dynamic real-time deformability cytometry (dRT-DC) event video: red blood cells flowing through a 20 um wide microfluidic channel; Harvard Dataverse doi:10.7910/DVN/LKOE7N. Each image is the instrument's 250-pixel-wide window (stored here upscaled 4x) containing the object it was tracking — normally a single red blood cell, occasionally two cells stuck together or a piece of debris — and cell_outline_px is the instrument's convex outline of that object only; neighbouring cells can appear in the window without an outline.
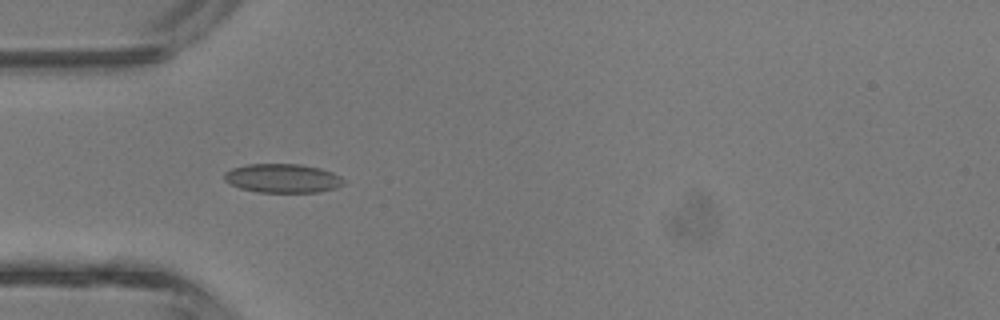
{"species": "common noctule bat (a hibernating species)", "species_latin": "Nyctalus noctula", "temperature_condition": "room temperature", "stored_images_in_passage": 33, "camera_frame_rate_fps": 3000, "um_per_image_px": 0.085, "animal": {"sex": "male", "body_mass_g": 13.3}, "frame": {"image": 1, "passage_image": 4, "time_ms": 1.0, "image_size_px": [1000, 320], "cell_outline_px": [[344, 184], [336, 188], [320, 192], [256, 192], [240, 188], [224, 180], [224, 172], [232, 168], [248, 164], [300, 164], [320, 168], [332, 172], [340, 176], [344, 180]], "centroid_in_image_um": [24.03, 15.15], "position_along_channel_um": 61.0, "area_um2": 20.17}}
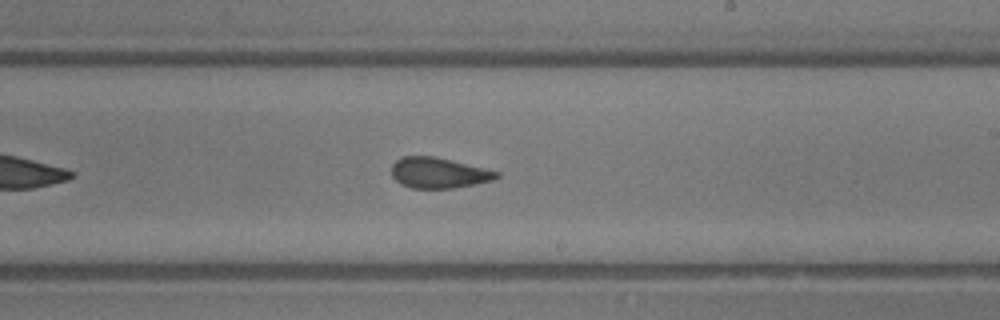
{"frame": {"image": 2, "passage_image": 16, "time_ms": 5.0, "image_size_px": [1000, 320], "cell_outline_px": [[500, 176], [492, 180], [452, 188], [412, 188], [400, 184], [392, 176], [392, 164], [396, 160], [404, 156], [436, 156], [500, 172]], "centroid_in_image_um": [37.26, 14.68], "position_along_channel_um": 251.7, "area_um2": 18.61}}
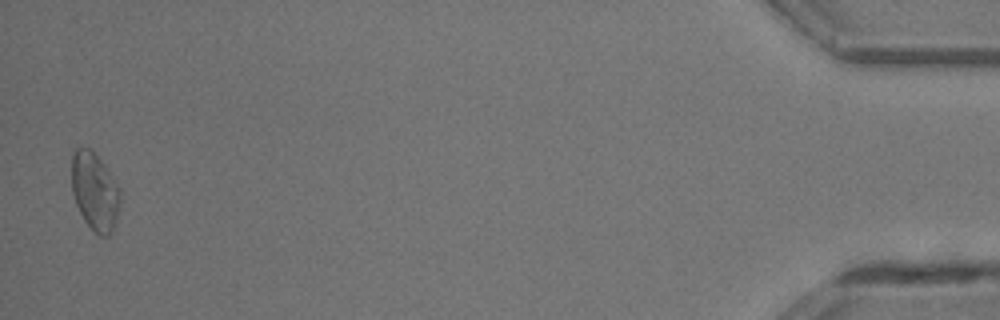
{"frame": {"image": 3, "passage_image": 33, "time_ms": 10.667, "image_size_px": [1000, 320], "cell_outline_px": [[120, 200], [116, 220], [112, 232], [108, 236], [100, 236], [84, 220], [76, 204], [72, 192], [72, 156], [76, 148], [88, 148], [108, 168], [120, 188]], "centroid_in_image_um": [8.07, 16.28], "position_along_channel_um": 427.1, "area_um2": 21.85}, "authors_computed_cell_mechanics": {"area_um2": 19.1896, "velocity_mm_per_s": 4.794, "shape_relaxation_time_tau1_ms": 9.3333, "shape_relaxation_time_tau2_ms": 1.049, "deformation_change_tau1": 0.17, "deformation_change_tau2": 0.0784}}